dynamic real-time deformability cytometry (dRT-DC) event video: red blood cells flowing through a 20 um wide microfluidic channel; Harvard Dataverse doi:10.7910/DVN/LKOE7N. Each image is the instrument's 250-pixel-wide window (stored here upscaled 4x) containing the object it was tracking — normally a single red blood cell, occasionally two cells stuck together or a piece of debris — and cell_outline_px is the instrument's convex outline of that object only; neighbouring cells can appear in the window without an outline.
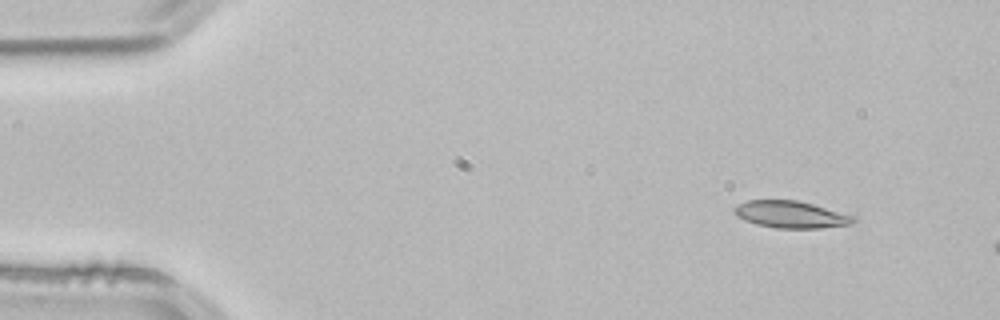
{"species": "common noctule bat (a hibernating species)", "species_latin": "Nyctalus noctula", "temperature_condition": "room temperature", "stored_images_in_passage": 2, "camera_frame_rate_fps": 3000, "um_per_image_px": 0.085, "animal": {"sex": "male", "body_mass_g": 21.5, "forearm_length_mm": 52.0}, "frame": {"image": 1, "passage_image": 1, "time_ms": 0.0, "image_size_px": [1000, 320], "cell_outline_px": [[856, 220], [852, 224], [820, 228], [776, 228], [756, 224], [744, 220], [736, 216], [732, 208], [736, 204], [748, 200], [796, 200], [812, 204], [852, 216]], "centroid_in_image_um": [67.14, 18.23], "position_along_channel_um": 17.9, "area_um2": 18.61}}